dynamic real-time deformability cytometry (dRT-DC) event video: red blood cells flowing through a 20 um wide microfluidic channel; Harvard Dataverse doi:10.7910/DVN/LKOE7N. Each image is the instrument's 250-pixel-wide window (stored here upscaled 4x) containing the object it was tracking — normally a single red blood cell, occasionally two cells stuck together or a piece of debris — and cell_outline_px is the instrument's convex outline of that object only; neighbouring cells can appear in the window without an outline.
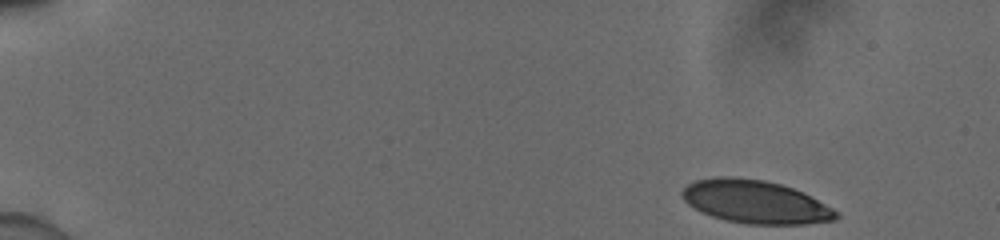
{"species": "human", "species_latin": "Homo sapiens", "temperature_condition": "cold", "stored_images_in_passage": 49, "camera_frame_rate_fps": 3000, "um_per_image_px": 0.085, "donor": {"sex": "male"}, "frame": {"image": 1, "passage_image": 1, "time_ms": 0.0, "image_size_px": [1000, 240], "cell_outline_px": [[840, 216], [836, 220], [804, 224], [748, 224], [724, 220], [712, 216], [688, 204], [680, 196], [680, 192], [688, 184], [696, 180], [716, 176], [732, 176], [764, 180], [780, 184], [804, 192], [840, 212]], "centroid_in_image_um": [64.22, 17.15], "position_along_channel_um": 20.8, "area_um2": 38.84}}
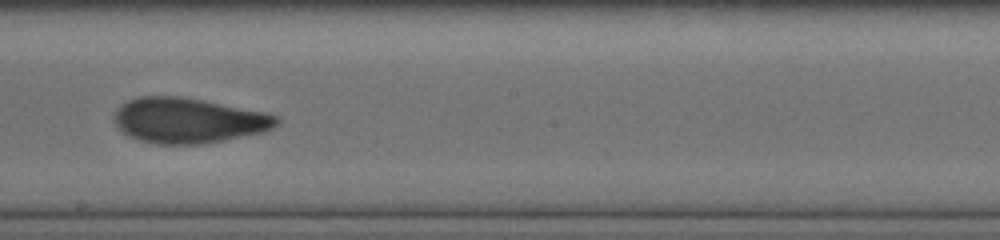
{"frame": {"image": 2, "passage_image": 28, "time_ms": 9.0, "image_size_px": [1000, 240], "cell_outline_px": [[280, 124], [264, 132], [224, 140], [200, 144], [156, 144], [140, 140], [128, 136], [112, 120], [112, 116], [116, 108], [120, 104], [136, 96], [180, 96], [204, 100], [268, 112], [280, 116]], "centroid_in_image_um": [16.03, 10.22], "position_along_channel_um": 232.2, "area_um2": 43.41}}
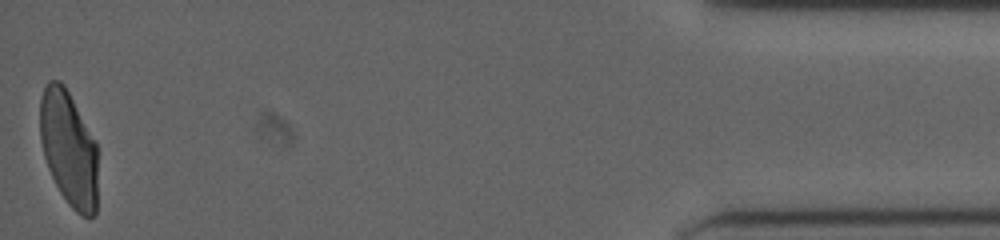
{"frame": {"image": 3, "passage_image": 49, "time_ms": 16.0, "image_size_px": [1000, 240], "cell_outline_px": [[96, 212], [92, 216], [80, 216], [68, 204], [60, 192], [48, 168], [44, 156], [40, 140], [40, 96], [48, 80], [60, 80], [64, 84], [96, 140]], "centroid_in_image_um": [5.83, 12.59], "position_along_channel_um": 429.4, "area_um2": 38.84}, "authors_computed_cell_mechanics": {"area_um2": 41.3848, "velocity_mm_per_s": 3.912, "shape_relaxation_time_tau1_ms": 8.3809, "shape_relaxation_time_tau2_ms": 1.5018, "deformation_change_tau1": 0.2373, "deformation_change_tau2": 0.0738}}